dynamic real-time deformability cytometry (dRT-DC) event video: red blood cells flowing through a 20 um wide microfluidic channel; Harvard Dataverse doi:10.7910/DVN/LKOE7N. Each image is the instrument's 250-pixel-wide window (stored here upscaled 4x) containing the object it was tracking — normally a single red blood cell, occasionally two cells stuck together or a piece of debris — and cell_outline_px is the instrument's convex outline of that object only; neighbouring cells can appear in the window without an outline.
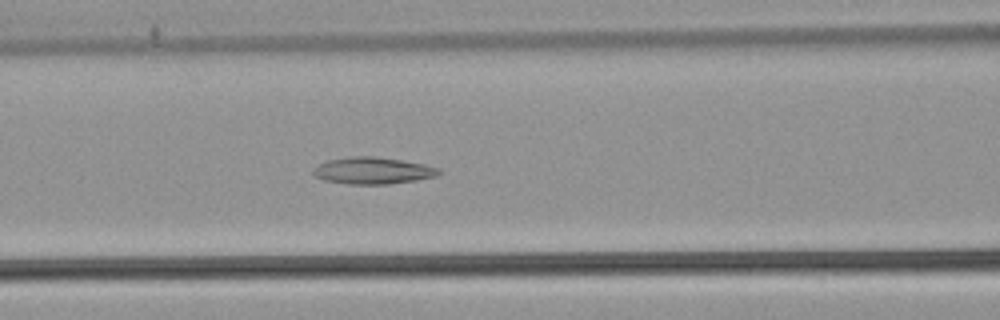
{"species": "common noctule bat (a hibernating species)", "species_latin": "Nyctalus noctula", "temperature_condition": "warm", "stored_images_in_passage": 46, "camera_frame_rate_fps": 3000, "um_per_image_px": 0.085, "animal": {"sex": "male", "body_mass_g": 21.5, "forearm_length_mm": 52.0}, "frame": {"image": 1, "passage_image": 15, "time_ms": 4.667, "image_size_px": [1000, 320], "cell_outline_px": [[444, 172], [436, 176], [416, 180], [388, 184], [348, 184], [324, 180], [316, 176], [312, 172], [320, 164], [328, 160], [352, 156], [376, 156], [424, 164], [440, 168]], "centroid_in_image_um": [31.74, 14.5], "position_along_channel_um": 134.9, "area_um2": 19.54}}
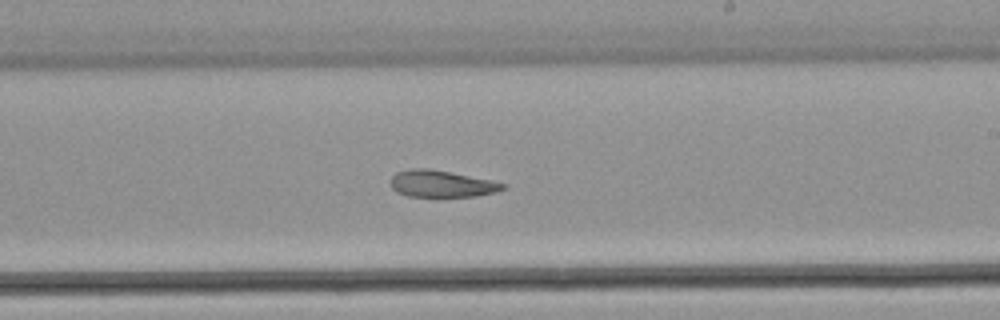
{"frame": {"image": 2, "passage_image": 24, "time_ms": 7.667, "image_size_px": [1000, 320], "cell_outline_px": [[508, 188], [496, 192], [476, 196], [436, 200], [408, 196], [396, 192], [392, 188], [392, 176], [396, 172], [412, 168], [428, 168], [508, 184]], "centroid_in_image_um": [37.53, 15.69], "position_along_channel_um": 251.5, "area_um2": 18.26}}
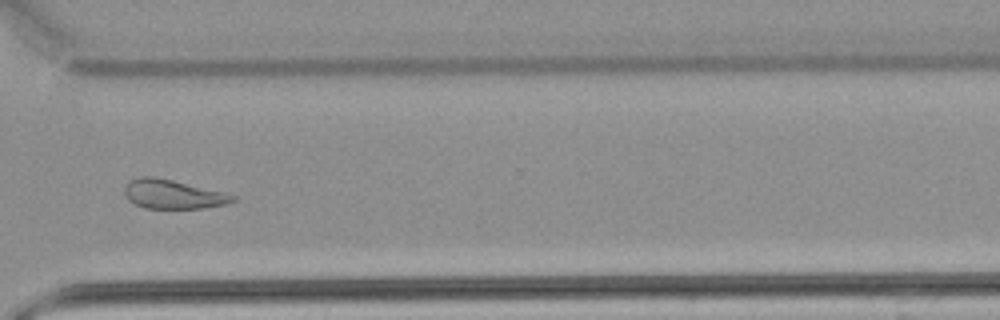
{"frame": {"image": 3, "passage_image": 32, "time_ms": 10.333, "image_size_px": [1000, 320], "cell_outline_px": [[236, 200], [228, 204], [200, 208], [144, 208], [128, 200], [124, 192], [124, 188], [128, 180], [140, 176], [156, 176], [224, 192], [236, 196]], "centroid_in_image_um": [14.68, 16.5], "position_along_channel_um": 355.9, "area_um2": 18.44}}